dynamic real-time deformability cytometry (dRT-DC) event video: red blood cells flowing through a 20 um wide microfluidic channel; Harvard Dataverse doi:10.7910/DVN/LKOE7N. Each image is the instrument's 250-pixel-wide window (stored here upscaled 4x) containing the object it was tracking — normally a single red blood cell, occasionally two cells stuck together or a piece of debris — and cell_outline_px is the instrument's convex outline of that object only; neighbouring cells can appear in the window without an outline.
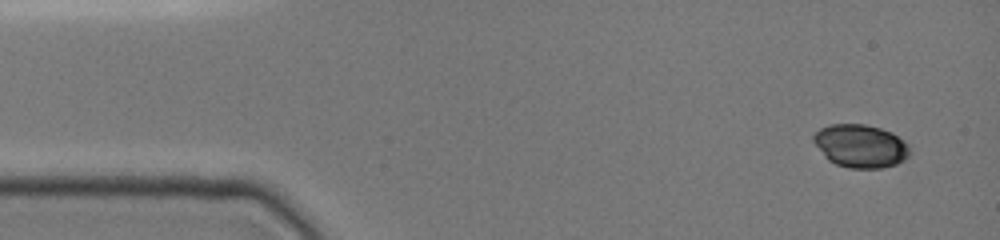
{"species": "common noctule bat (a hibernating species)", "species_latin": "Nyctalus noctula", "temperature_condition": "cold", "stored_images_in_passage": 14, "camera_frame_rate_fps": 3000, "um_per_image_px": 0.085, "animal": {"sex": "female", "body_mass_g": 19.0, "forearm_length_mm": 51.5}, "frame": {"image": 1, "passage_image": 1, "time_ms": 0.0, "image_size_px": [1000, 240], "cell_outline_px": [[908, 156], [904, 160], [896, 164], [880, 168], [848, 168], [836, 164], [828, 160], [824, 156], [812, 140], [812, 136], [820, 128], [828, 124], [864, 124], [880, 128], [892, 132], [908, 144]], "centroid_in_image_um": [73.11, 12.4], "position_along_channel_um": 11.9, "area_um2": 24.16}}
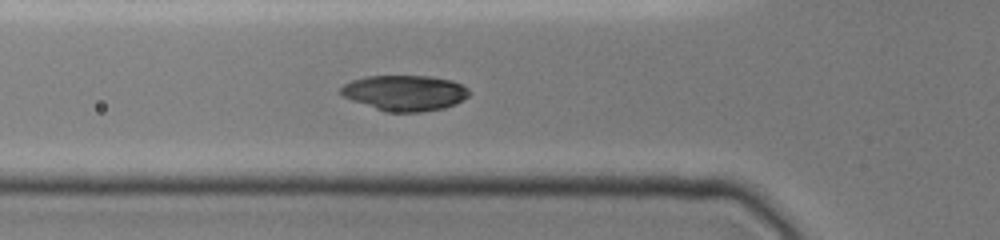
{"frame": {"image": 2, "passage_image": 7, "time_ms": 4.667, "image_size_px": [1000, 240], "cell_outline_px": [[472, 92], [468, 96], [456, 104], [444, 108], [420, 112], [384, 112], [352, 100], [344, 96], [340, 92], [340, 88], [344, 84], [352, 80], [368, 76], [432, 76], [452, 80], [468, 88]], "centroid_in_image_um": [34.43, 7.9], "position_along_channel_um": 91.4, "area_um2": 26.7}}
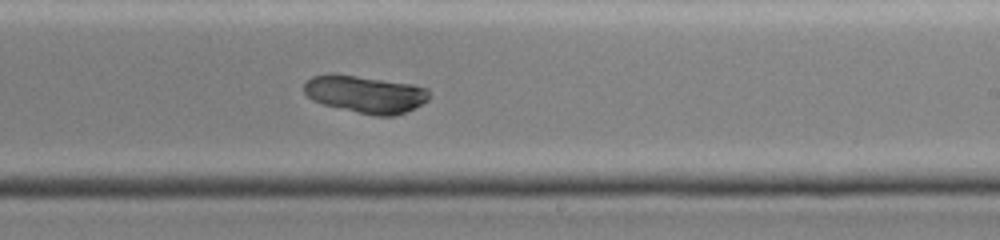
{"frame": {"image": 3, "passage_image": 14, "time_ms": 9.0, "image_size_px": [1000, 240], "cell_outline_px": [[428, 100], [416, 108], [392, 116], [376, 116], [320, 104], [312, 100], [304, 92], [304, 84], [312, 76], [332, 72], [412, 84], [428, 88]], "centroid_in_image_um": [31.02, 7.99], "position_along_channel_um": 258.0, "area_um2": 27.46}}